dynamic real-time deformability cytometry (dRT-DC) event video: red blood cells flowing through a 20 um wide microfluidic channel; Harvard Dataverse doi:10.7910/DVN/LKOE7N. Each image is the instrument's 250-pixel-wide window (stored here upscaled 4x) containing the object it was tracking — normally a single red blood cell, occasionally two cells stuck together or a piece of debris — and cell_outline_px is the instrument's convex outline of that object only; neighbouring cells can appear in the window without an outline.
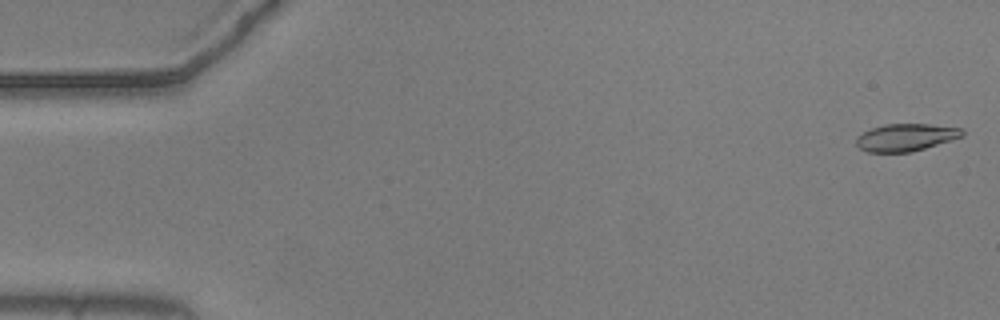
{"species": "common noctule bat (a hibernating species)", "species_latin": "Nyctalus noctula", "temperature_condition": "warm", "stored_images_in_passage": 25, "camera_frame_rate_fps": 3000, "um_per_image_px": 0.085, "animal": {"sex": "male", "body_mass_g": 20.5, "forearm_length_mm": 52.5}, "frame": {"image": 1, "passage_image": 1, "time_ms": 0.0, "image_size_px": [1000, 320], "cell_outline_px": [[964, 132], [960, 136], [912, 152], [868, 152], [860, 148], [856, 144], [856, 136], [872, 128], [884, 124], [928, 124], [964, 128]], "centroid_in_image_um": [76.95, 11.67], "position_along_channel_um": 8.1, "area_um2": 16.65}}
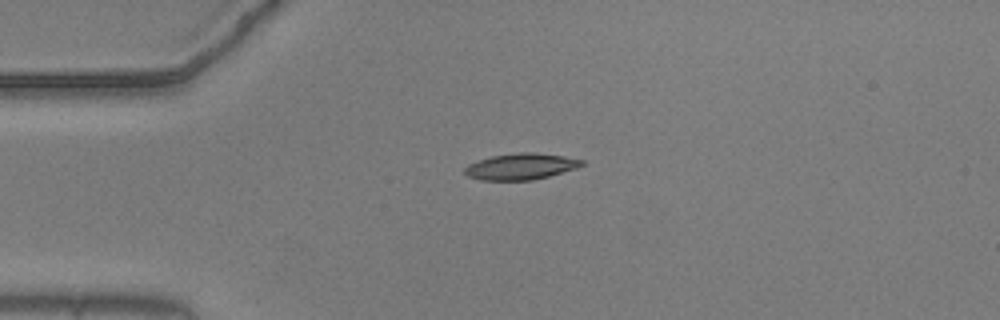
{"frame": {"image": 2, "passage_image": 13, "time_ms": 4.0, "image_size_px": [1000, 320], "cell_outline_px": [[584, 164], [576, 168], [548, 176], [532, 180], [480, 180], [468, 176], [464, 172], [464, 168], [468, 164], [492, 156], [520, 152], [536, 152], [564, 156], [584, 160]], "centroid_in_image_um": [44.27, 14.15], "position_along_channel_um": 40.7, "area_um2": 17.8}}